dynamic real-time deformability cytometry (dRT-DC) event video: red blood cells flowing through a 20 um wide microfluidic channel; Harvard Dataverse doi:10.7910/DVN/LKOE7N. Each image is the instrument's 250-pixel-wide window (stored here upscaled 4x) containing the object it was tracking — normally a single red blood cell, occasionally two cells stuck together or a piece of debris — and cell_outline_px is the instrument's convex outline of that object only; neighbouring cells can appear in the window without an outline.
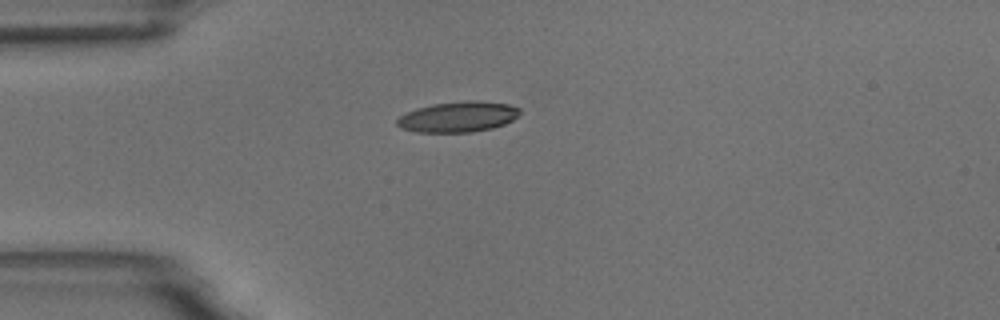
{"species": "common noctule bat (a hibernating species)", "species_latin": "Nyctalus noctula", "temperature_condition": "room temperature", "stored_images_in_passage": 2, "camera_frame_rate_fps": 3000, "um_per_image_px": 0.085, "animal": {"sex": "male", "body_mass_g": 18.8}, "frame": {"image": 1, "passage_image": 1, "time_ms": 0.0, "image_size_px": [1000, 320], "cell_outline_px": [[520, 112], [512, 120], [504, 124], [492, 128], [472, 132], [416, 132], [400, 128], [396, 124], [396, 120], [400, 116], [416, 108], [432, 104], [468, 100], [472, 100], [508, 104], [520, 108]], "centroid_in_image_um": [38.91, 9.93], "position_along_channel_um": 46.1, "area_um2": 21.79}}